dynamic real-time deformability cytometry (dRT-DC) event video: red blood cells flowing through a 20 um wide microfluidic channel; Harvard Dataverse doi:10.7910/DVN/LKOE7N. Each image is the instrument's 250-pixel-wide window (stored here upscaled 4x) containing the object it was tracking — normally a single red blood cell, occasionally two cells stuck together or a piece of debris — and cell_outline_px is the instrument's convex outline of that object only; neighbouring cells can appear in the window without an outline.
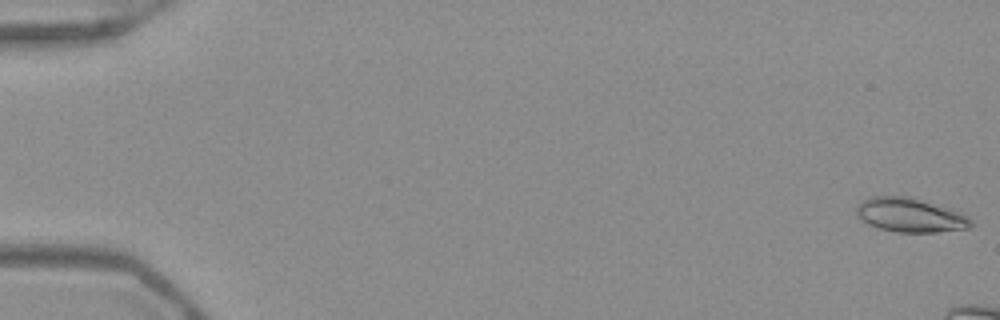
{"species": "Egyptian fruit bat (a non-hibernating species)", "species_latin": "Rousettus aegyptiacus", "temperature_condition": "warm", "stored_images_in_passage": 10, "camera_frame_rate_fps": 3000, "um_per_image_px": 0.085, "frame": {"image": 1, "passage_image": 1, "time_ms": 0.0, "image_size_px": [1000, 320], "cell_outline_px": [[972, 224], [968, 228], [936, 232], [896, 232], [880, 228], [868, 224], [856, 216], [856, 208], [860, 200], [868, 196], [908, 196], [952, 208], [964, 212]], "centroid_in_image_um": [77.34, 18.26], "position_along_channel_um": 7.7, "area_um2": 23.0}}